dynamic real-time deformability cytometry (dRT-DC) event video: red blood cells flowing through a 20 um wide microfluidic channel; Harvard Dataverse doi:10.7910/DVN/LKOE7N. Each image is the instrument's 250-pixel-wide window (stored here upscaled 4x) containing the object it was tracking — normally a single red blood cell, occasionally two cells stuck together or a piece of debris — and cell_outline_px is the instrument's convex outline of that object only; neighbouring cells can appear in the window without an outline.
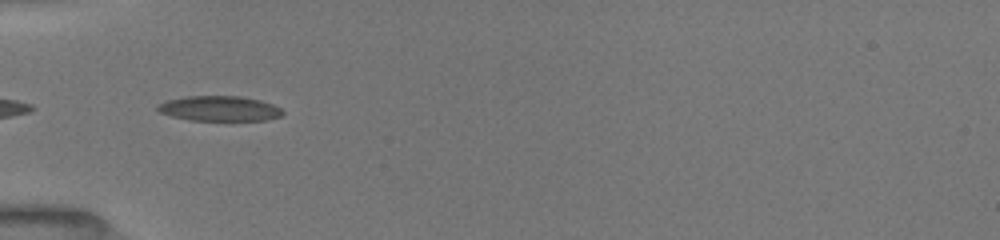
{"species": "common noctule bat (a hibernating species)", "species_latin": "Nyctalus noctula", "temperature_condition": "room temperature", "stored_images_in_passage": 4, "camera_frame_rate_fps": 3000, "um_per_image_px": 0.085, "animal": {"sex": "female", "body_mass_g": 19.5, "forearm_length_mm": 54.1}, "frame": {"image": 1, "passage_image": 1, "time_ms": 0.0, "image_size_px": [1000, 240], "cell_outline_px": [[284, 112], [280, 116], [264, 120], [188, 120], [172, 116], [160, 112], [156, 108], [160, 104], [168, 100], [184, 96], [240, 96], [260, 100], [272, 104], [280, 108]], "centroid_in_image_um": [18.65, 9.22], "position_along_channel_um": 66.3, "area_um2": 18.09}}